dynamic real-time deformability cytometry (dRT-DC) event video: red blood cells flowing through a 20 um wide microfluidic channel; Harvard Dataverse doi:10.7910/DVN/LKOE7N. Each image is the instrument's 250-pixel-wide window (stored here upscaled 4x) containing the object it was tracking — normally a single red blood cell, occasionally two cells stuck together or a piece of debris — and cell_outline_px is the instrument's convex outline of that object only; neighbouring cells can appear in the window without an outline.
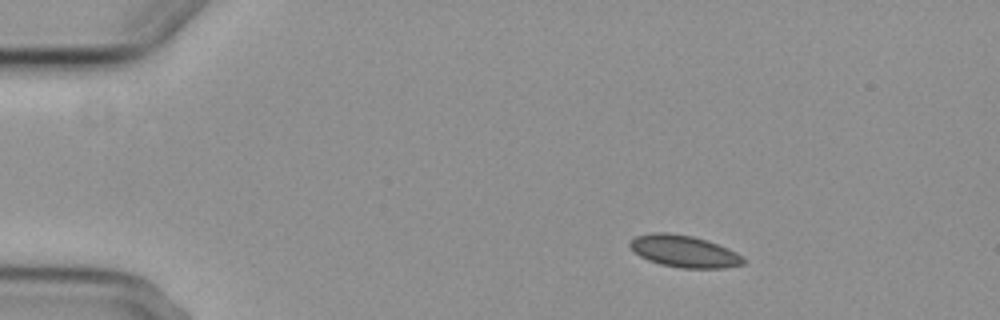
{"species": "common noctule bat (a hibernating species)", "species_latin": "Nyctalus noctula", "temperature_condition": "cold", "stored_images_in_passage": 4, "segment_of_instrument_passage": [1, 2], "camera_frame_rate_fps": 3000, "um_per_image_px": 0.085, "animal": {"sex": "female", "body_mass_g": 29.2, "forearm_length_mm": 56.3}, "frame": {"image": 1, "passage_image": 1, "time_ms": 0.0, "image_size_px": [1000, 320], "cell_outline_px": [[744, 264], [724, 268], [680, 268], [660, 264], [648, 260], [640, 256], [628, 244], [636, 236], [652, 232], [668, 232], [692, 236], [708, 240], [728, 248], [744, 256]], "centroid_in_image_um": [58.17, 21.36], "position_along_channel_um": 26.8, "area_um2": 21.15}}